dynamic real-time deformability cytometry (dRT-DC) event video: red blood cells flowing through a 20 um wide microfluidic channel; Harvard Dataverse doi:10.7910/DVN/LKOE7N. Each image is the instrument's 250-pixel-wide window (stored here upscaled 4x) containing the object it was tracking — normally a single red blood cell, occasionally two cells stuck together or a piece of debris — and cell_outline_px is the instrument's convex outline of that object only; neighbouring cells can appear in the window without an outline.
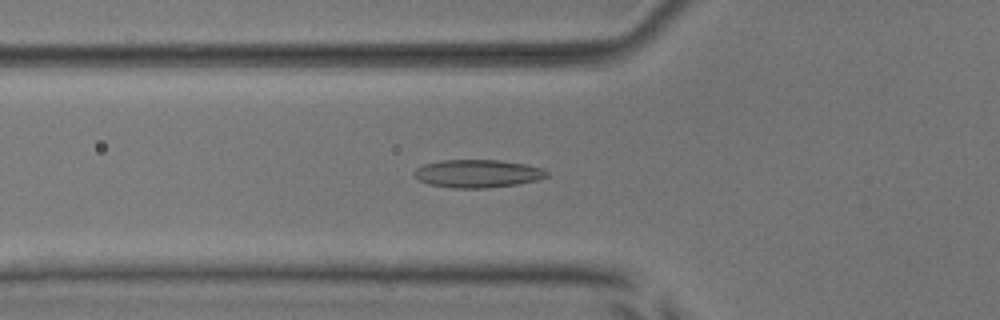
{"species": "common noctule bat (a hibernating species)", "species_latin": "Nyctalus noctula", "temperature_condition": "room temperature", "stored_images_in_passage": 54, "camera_frame_rate_fps": 3000, "um_per_image_px": 0.085, "animal": {"sex": "male", "body_mass_g": 17.9, "forearm_length_mm": 54.2}, "frame": {"image": 1, "passage_image": 19, "time_ms": 6.0, "image_size_px": [1000, 320], "cell_outline_px": [[548, 176], [536, 180], [516, 184], [488, 188], [452, 188], [428, 184], [412, 176], [412, 172], [416, 168], [424, 164], [444, 160], [500, 160], [524, 164], [540, 168], [548, 172]], "centroid_in_image_um": [40.54, 14.76], "position_along_channel_um": 85.3, "area_um2": 21.56}}
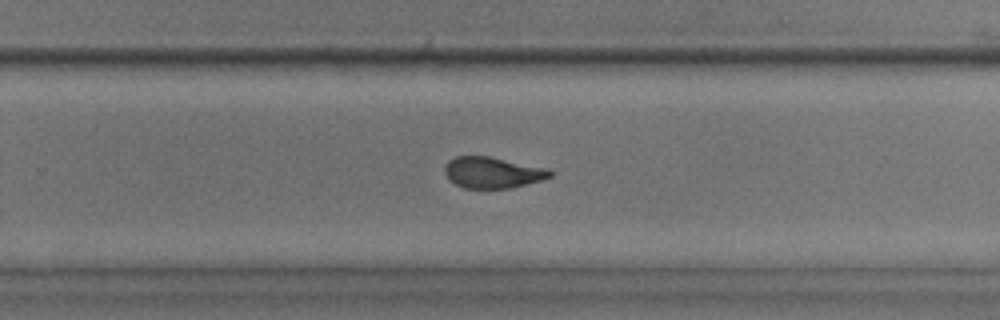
{"frame": {"image": 2, "passage_image": 35, "time_ms": 11.333, "image_size_px": [1000, 320], "cell_outline_px": [[552, 176], [540, 180], [508, 188], [464, 188], [448, 180], [444, 172], [444, 164], [448, 160], [456, 156], [488, 156], [548, 168], [552, 172]], "centroid_in_image_um": [41.81, 14.65], "position_along_channel_um": 288.0, "area_um2": 19.07}}
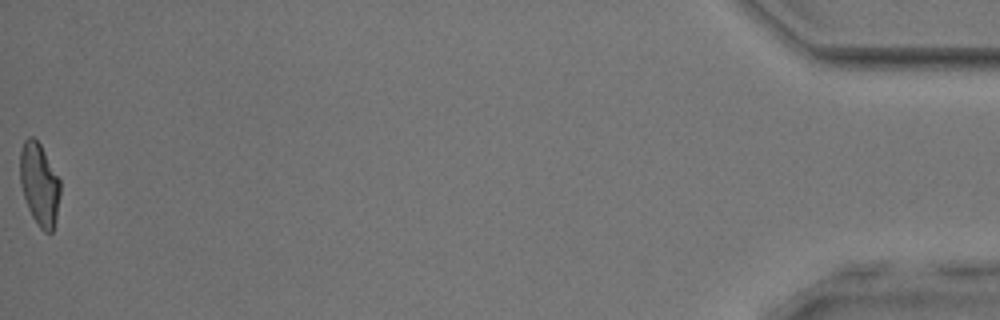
{"frame": {"image": 3, "passage_image": 54, "time_ms": 17.667, "image_size_px": [1000, 320], "cell_outline_px": [[60, 196], [56, 220], [52, 232], [44, 232], [40, 228], [32, 216], [28, 208], [20, 184], [20, 152], [24, 140], [28, 136], [32, 136], [40, 144], [60, 180]], "centroid_in_image_um": [3.35, 15.67], "position_along_channel_um": 431.9, "area_um2": 19.25}, "authors_computed_cell_mechanics": {"area_um2": 19.7965, "velocity_mm_per_s": 3.8061, "shape_relaxation_time_tau1_ms": 6.2753, "shape_relaxation_time_tau2_ms": 1.3043, "deformation_change_tau1": 0.1666, "deformation_change_tau2": 0.0824}}